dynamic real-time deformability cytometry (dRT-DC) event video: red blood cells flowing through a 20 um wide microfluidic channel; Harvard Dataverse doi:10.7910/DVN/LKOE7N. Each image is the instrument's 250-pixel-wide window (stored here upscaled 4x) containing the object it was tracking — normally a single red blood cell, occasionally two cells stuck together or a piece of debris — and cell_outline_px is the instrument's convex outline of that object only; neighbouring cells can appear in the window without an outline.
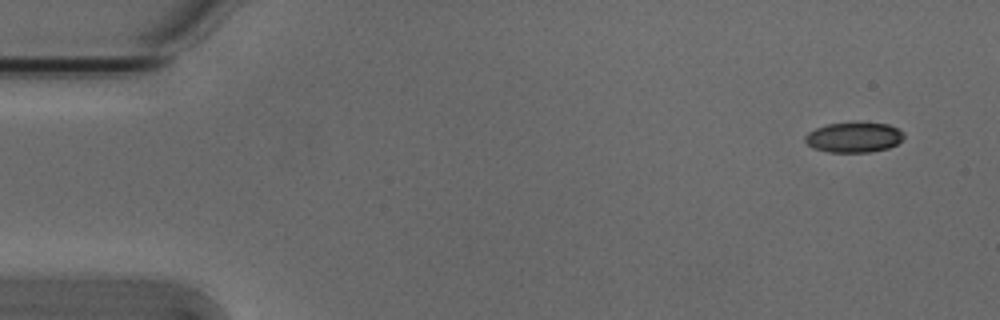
{"species": "Egyptian fruit bat (a non-hibernating species)", "species_latin": "Rousettus aegyptiacus", "temperature_condition": "cold", "stored_images_in_passage": 5, "camera_frame_rate_fps": 3000, "um_per_image_px": 0.085, "animal": {"sex": "male"}, "frame": {"image": 1, "passage_image": 1, "time_ms": 0.0, "image_size_px": [1000, 320], "cell_outline_px": [[904, 136], [896, 144], [888, 148], [868, 152], [828, 152], [812, 148], [804, 140], [804, 136], [808, 132], [816, 128], [828, 124], [888, 124], [904, 132]], "centroid_in_image_um": [72.54, 11.7], "position_along_channel_um": 12.5, "area_um2": 16.94}}
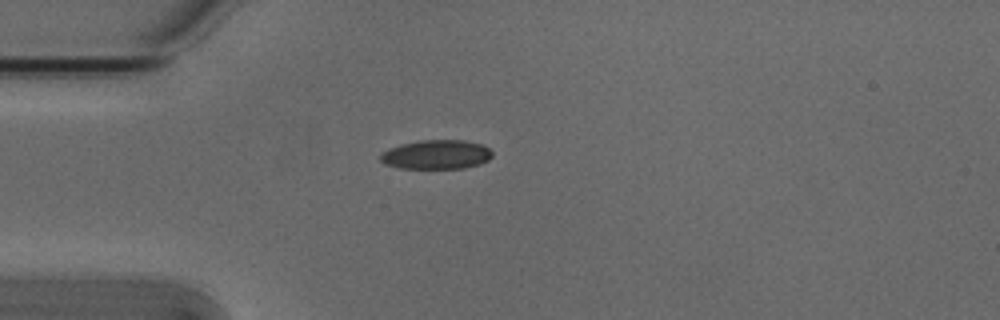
{"frame": {"image": 2, "passage_image": 4, "time_ms": 1.0, "image_size_px": [1000, 320], "cell_outline_px": [[492, 156], [488, 160], [480, 164], [464, 168], [400, 168], [384, 164], [380, 160], [380, 152], [388, 148], [400, 144], [420, 140], [464, 140], [484, 144], [492, 152]], "centroid_in_image_um": [37.07, 13.13], "position_along_channel_um": 47.9, "area_um2": 19.25}}